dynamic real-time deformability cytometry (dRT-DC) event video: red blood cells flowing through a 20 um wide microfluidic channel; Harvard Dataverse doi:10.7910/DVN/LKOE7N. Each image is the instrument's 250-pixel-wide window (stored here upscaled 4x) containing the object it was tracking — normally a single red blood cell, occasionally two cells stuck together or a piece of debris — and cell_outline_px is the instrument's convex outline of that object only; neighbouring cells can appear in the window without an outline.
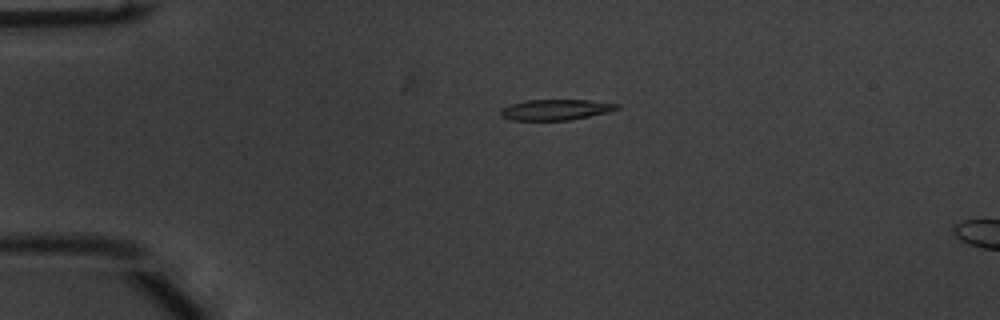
{"species": "common noctule bat (a hibernating species)", "species_latin": "Nyctalus noctula", "temperature_condition": "warm", "stored_images_in_passage": 5, "camera_frame_rate_fps": 3000, "um_per_image_px": 0.085, "animal": {"sex": "male", "body_mass_g": 20.1, "forearm_length_mm": 53.5}, "frame": {"image": 1, "passage_image": 1, "time_ms": 0.0, "image_size_px": [1000, 320], "cell_outline_px": [[620, 108], [608, 112], [568, 120], [512, 120], [500, 116], [500, 112], [504, 108], [512, 104], [528, 100], [588, 100], [620, 104]], "centroid_in_image_um": [47.26, 9.32], "position_along_channel_um": 37.7, "area_um2": 13.81}}